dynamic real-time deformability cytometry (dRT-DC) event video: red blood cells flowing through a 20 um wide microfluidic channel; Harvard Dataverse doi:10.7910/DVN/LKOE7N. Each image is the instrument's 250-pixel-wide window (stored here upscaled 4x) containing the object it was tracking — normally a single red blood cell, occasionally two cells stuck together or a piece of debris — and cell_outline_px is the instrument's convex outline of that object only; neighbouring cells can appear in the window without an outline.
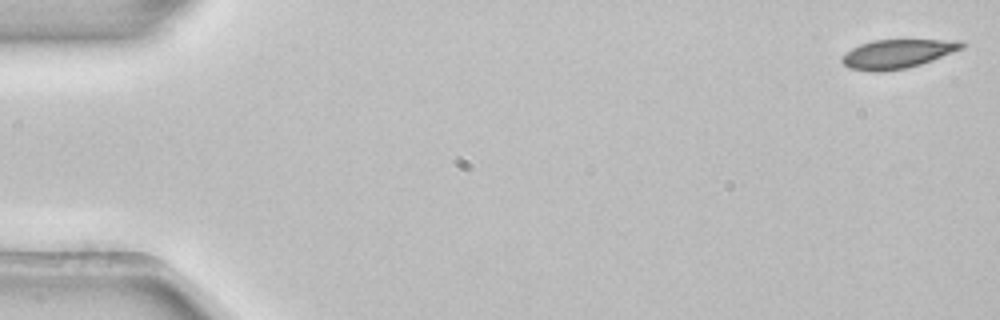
{"species": "common noctule bat (a hibernating species)", "species_latin": "Nyctalus noctula", "temperature_condition": "room temperature", "stored_images_in_passage": 53, "camera_frame_rate_fps": 3000, "um_per_image_px": 0.085, "animal": {"sex": "female", "body_mass_g": 22.7, "forearm_length_mm": 54.2}, "frame": {"image": 1, "passage_image": 1, "time_ms": 0.0, "image_size_px": [1000, 320], "cell_outline_px": [[964, 48], [932, 60], [908, 68], [880, 72], [872, 72], [848, 68], [840, 60], [852, 48], [860, 44], [872, 40], [964, 40]], "centroid_in_image_um": [76.29, 4.58], "position_along_channel_um": 8.7, "area_um2": 20.17}}
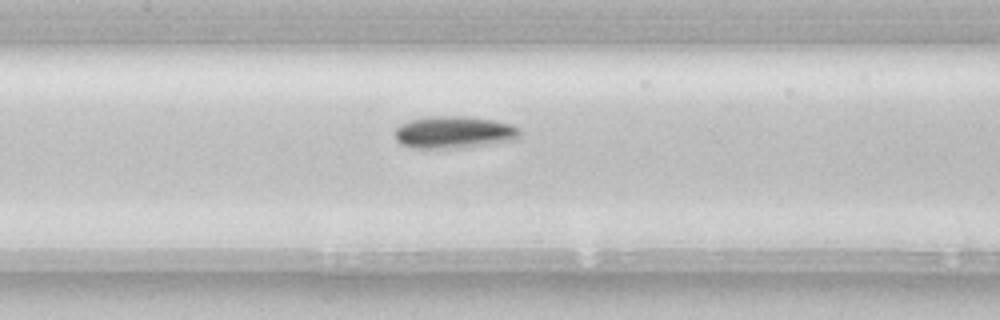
{"frame": {"image": 2, "passage_image": 25, "time_ms": 8.0, "image_size_px": [1000, 320], "cell_outline_px": [[520, 136], [516, 140], [468, 148], [412, 148], [400, 144], [396, 140], [396, 128], [400, 124], [408, 120], [428, 116], [464, 116], [492, 120], [512, 124], [520, 128]], "centroid_in_image_um": [38.61, 11.25], "position_along_channel_um": 168.8, "area_um2": 23.87}}
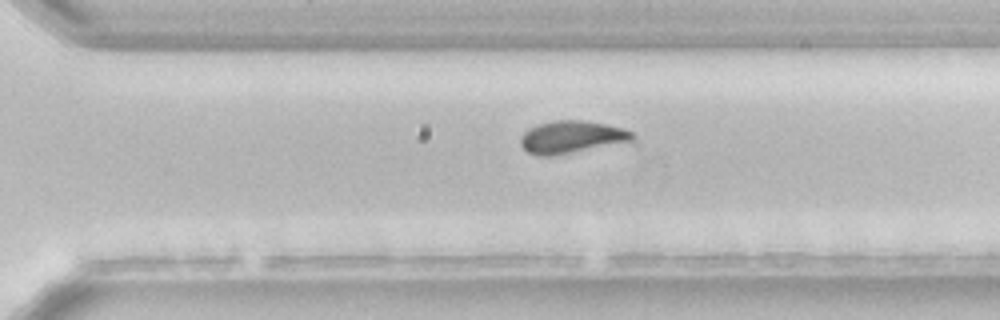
{"frame": {"image": 3, "passage_image": 37, "time_ms": 12.0, "image_size_px": [1000, 320], "cell_outline_px": [[636, 136], [632, 140], [552, 156], [536, 156], [528, 152], [520, 144], [520, 136], [528, 128], [536, 124], [552, 120], [584, 120], [624, 128], [632, 132]], "centroid_in_image_um": [48.52, 11.63], "position_along_channel_um": 322.1, "area_um2": 21.04}, "authors_computed_cell_mechanics": {"area_um2": 21.0392, "velocity_mm_per_s": 3.8506, "shape_relaxation_time_tau1_ms": 3.3163, "shape_relaxation_time_tau2_ms": null, "deformation_change_tau1": 0.0979, "deformation_change_tau2": null}}